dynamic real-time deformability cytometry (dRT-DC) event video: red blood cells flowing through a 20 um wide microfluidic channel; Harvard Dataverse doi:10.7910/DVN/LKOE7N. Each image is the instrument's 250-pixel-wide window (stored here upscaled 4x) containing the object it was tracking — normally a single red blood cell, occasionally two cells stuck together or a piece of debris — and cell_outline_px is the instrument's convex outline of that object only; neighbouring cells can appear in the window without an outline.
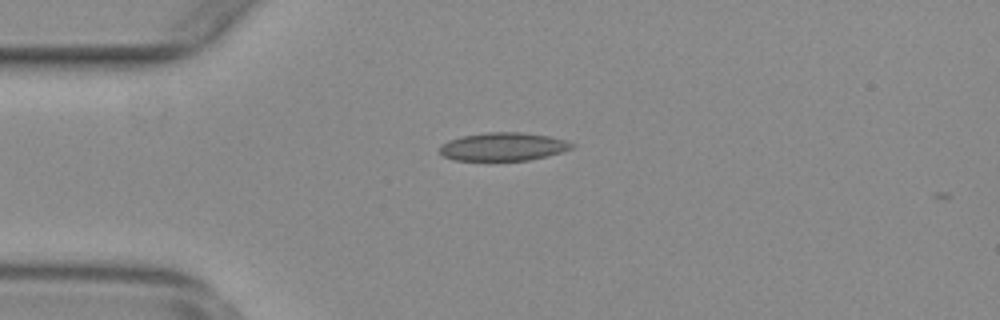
{"species": "common noctule bat (a hibernating species)", "species_latin": "Nyctalus noctula", "temperature_condition": "warm", "stored_images_in_passage": 4, "camera_frame_rate_fps": 3000, "um_per_image_px": 0.085, "animal": {"sex": "female", "body_mass_g": 29.2, "forearm_length_mm": 56.3}, "frame": {"image": 1, "passage_image": 1, "time_ms": 0.0, "image_size_px": [1000, 320], "cell_outline_px": [[576, 144], [572, 148], [548, 156], [528, 160], [452, 160], [444, 156], [440, 152], [440, 144], [448, 140], [464, 136], [488, 132], [520, 132], [548, 136], [564, 140]], "centroid_in_image_um": [42.76, 12.47], "position_along_channel_um": 42.2, "area_um2": 21.56}}